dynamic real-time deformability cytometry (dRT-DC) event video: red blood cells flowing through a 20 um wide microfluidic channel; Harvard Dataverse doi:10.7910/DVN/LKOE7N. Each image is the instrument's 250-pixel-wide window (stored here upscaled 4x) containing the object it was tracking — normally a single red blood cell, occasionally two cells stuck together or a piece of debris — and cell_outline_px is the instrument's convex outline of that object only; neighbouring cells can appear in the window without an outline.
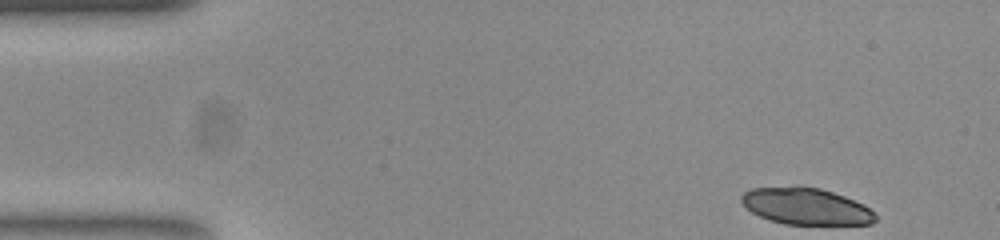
{"species": "common noctule bat (a hibernating species)", "species_latin": "Nyctalus noctula", "temperature_condition": "room temperature", "stored_images_in_passage": 49, "camera_frame_rate_fps": 3000, "um_per_image_px": 0.085, "animal": {"sex": "female", "body_mass_g": 23.0, "forearm_length_mm": 53.4}, "frame": {"image": 1, "passage_image": 1, "time_ms": 0.0, "image_size_px": [1000, 240], "cell_outline_px": [[876, 220], [872, 224], [784, 224], [760, 216], [752, 212], [740, 200], [740, 196], [744, 192], [752, 188], [796, 184], [820, 188], [844, 196], [864, 204], [876, 216]], "centroid_in_image_um": [68.48, 17.5], "position_along_channel_um": 16.5, "area_um2": 28.84}}